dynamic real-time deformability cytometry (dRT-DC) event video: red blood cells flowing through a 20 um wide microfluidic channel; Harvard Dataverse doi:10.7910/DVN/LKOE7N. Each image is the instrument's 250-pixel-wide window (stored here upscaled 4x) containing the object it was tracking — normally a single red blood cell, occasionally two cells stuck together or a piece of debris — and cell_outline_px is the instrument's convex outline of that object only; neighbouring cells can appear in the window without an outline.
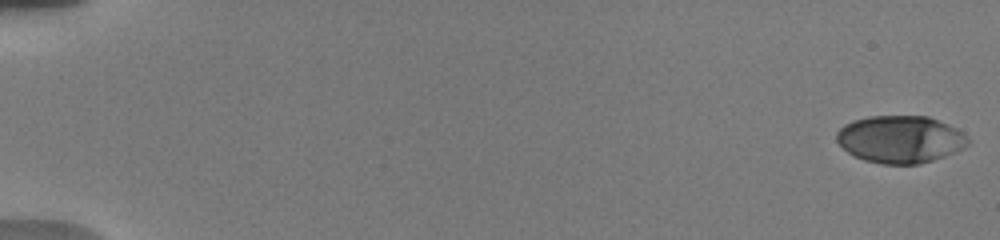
{"species": "human", "species_latin": "Homo sapiens", "temperature_condition": "warm", "stored_images_in_passage": 22, "camera_frame_rate_fps": 3000, "um_per_image_px": 0.085, "donor": {"sex": "male"}, "frame": {"image": 1, "passage_image": 1, "time_ms": 0.0, "image_size_px": [1000, 240], "cell_outline_px": [[968, 144], [956, 152], [920, 164], [880, 164], [864, 160], [852, 156], [836, 140], [836, 132], [844, 124], [852, 120], [868, 116], [928, 116], [956, 128], [968, 140]], "centroid_in_image_um": [76.47, 11.84], "position_along_channel_um": 8.5, "area_um2": 36.18}}
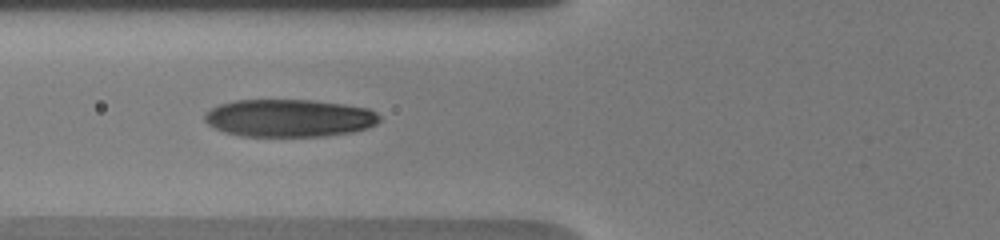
{"frame": {"image": 2, "passage_image": 13, "time_ms": 7.333, "image_size_px": [1000, 240], "cell_outline_px": [[380, 120], [376, 124], [368, 128], [352, 132], [324, 136], [240, 136], [224, 132], [212, 128], [204, 120], [204, 112], [220, 104], [236, 100], [312, 100], [344, 104], [368, 108], [376, 112], [380, 116]], "centroid_in_image_um": [24.57, 10.04], "position_along_channel_um": 101.2, "area_um2": 38.61}}
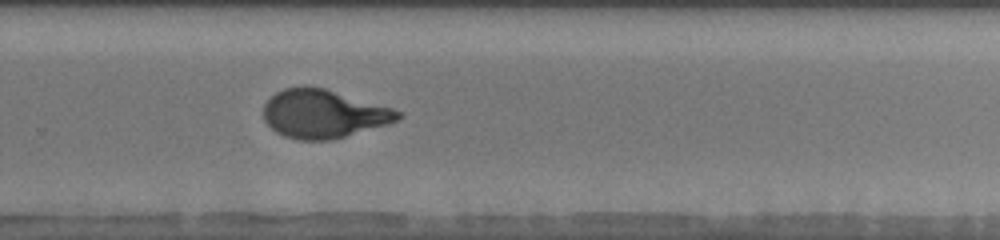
{"frame": {"image": 3, "passage_image": 22, "time_ms": 12.667, "image_size_px": [1000, 240], "cell_outline_px": [[404, 116], [400, 120], [388, 124], [332, 140], [296, 140], [284, 136], [276, 132], [264, 120], [264, 104], [276, 92], [284, 88], [304, 84], [324, 88], [392, 108], [404, 112]], "centroid_in_image_um": [27.51, 9.67], "position_along_channel_um": 302.3, "area_um2": 38.21}}